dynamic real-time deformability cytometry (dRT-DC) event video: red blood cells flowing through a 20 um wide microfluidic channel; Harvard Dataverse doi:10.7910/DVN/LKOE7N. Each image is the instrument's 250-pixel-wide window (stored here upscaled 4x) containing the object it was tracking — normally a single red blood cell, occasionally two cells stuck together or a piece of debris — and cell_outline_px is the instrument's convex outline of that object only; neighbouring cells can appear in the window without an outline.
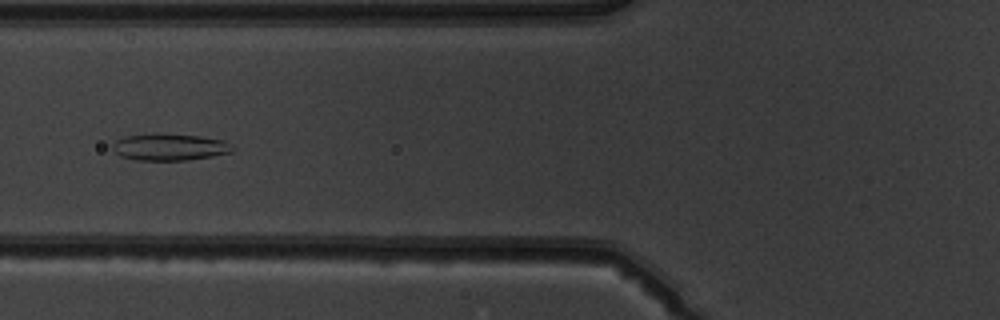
{"species": "common noctule bat (a hibernating species)", "species_latin": "Nyctalus noctula", "temperature_condition": "warm", "stored_images_in_passage": 37, "camera_frame_rate_fps": 3000, "um_per_image_px": 0.085, "animal": {"sex": "male", "body_mass_g": 19.5, "forearm_length_mm": 54.6}, "frame": {"image": 1, "passage_image": 6, "time_ms": 1.667, "image_size_px": [1000, 320], "cell_outline_px": [[232, 152], [212, 156], [188, 160], [136, 160], [120, 156], [112, 148], [112, 144], [116, 140], [128, 136], [200, 136], [224, 140], [232, 148]], "centroid_in_image_um": [14.42, 12.55], "position_along_channel_um": 111.4, "area_um2": 17.74}, "authors_computed_cell_mechanics": {"area_um2": 18.3226, "velocity_mm_per_s": 3.91, "shape_relaxation_time_tau1_ms": 2.9647, "shape_relaxation_time_tau2_ms": 1.73, "deformation_change_tau1": 0.1105, "deformation_change_tau2": 0.0635}}